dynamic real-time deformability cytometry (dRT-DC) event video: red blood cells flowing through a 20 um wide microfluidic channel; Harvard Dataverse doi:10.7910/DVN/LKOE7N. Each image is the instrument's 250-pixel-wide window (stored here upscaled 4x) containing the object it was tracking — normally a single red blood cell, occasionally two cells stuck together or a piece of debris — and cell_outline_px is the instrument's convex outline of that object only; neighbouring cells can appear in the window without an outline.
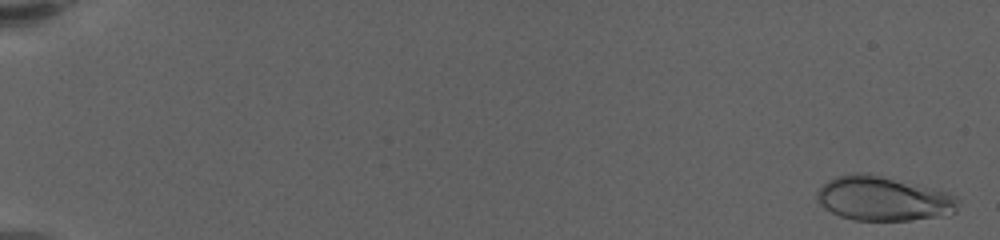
{"species": "human", "species_latin": "Homo sapiens", "temperature_condition": "warm", "stored_images_in_passage": 62, "camera_frame_rate_fps": 3000, "um_per_image_px": 0.085, "donor": {"sex": "female"}, "frame": {"image": 1, "passage_image": 2, "time_ms": 0.333, "image_size_px": [1000, 240], "cell_outline_px": [[960, 200], [956, 212], [912, 220], [852, 220], [840, 216], [832, 212], [820, 204], [816, 200], [816, 192], [828, 180], [836, 176], [856, 172], [868, 172], [916, 184], [944, 192]], "centroid_in_image_um": [75.01, 16.87], "position_along_channel_um": 10.0, "area_um2": 36.24}}
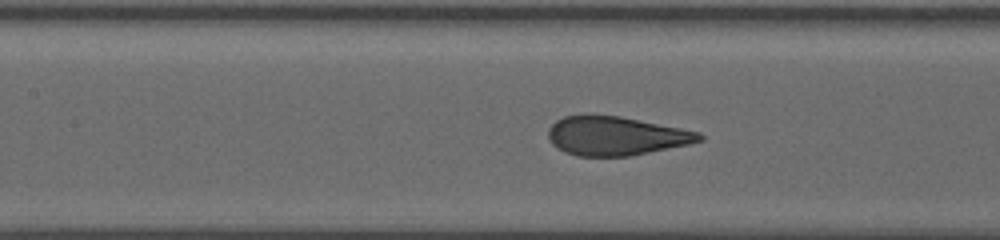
{"frame": {"image": 2, "passage_image": 31, "time_ms": 10.0, "image_size_px": [1000, 240], "cell_outline_px": [[704, 140], [688, 144], [628, 156], [576, 156], [564, 152], [556, 148], [552, 144], [548, 136], [548, 128], [556, 120], [564, 116], [620, 116], [700, 132], [704, 136]], "centroid_in_image_um": [52.33, 11.56], "position_along_channel_um": 155.1, "area_um2": 33.87}}
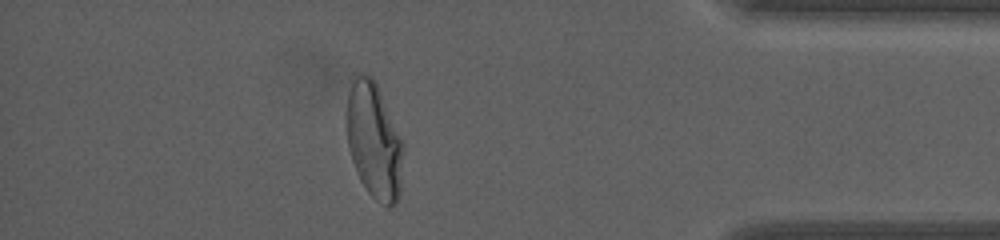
{"frame": {"image": 3, "passage_image": 55, "time_ms": 18.0, "image_size_px": [1000, 240], "cell_outline_px": [[404, 148], [400, 196], [396, 204], [388, 208], [376, 200], [368, 192], [360, 180], [352, 160], [348, 148], [344, 116], [348, 92], [352, 72], [364, 72], [372, 76], [380, 92], [404, 144]], "centroid_in_image_um": [31.76, 11.92], "position_along_channel_um": 403.4, "area_um2": 39.3}, "authors_computed_cell_mechanics": {"area_um2": 34.6511, "velocity_mm_per_s": 3.4728, "shape_relaxation_time_tau1_ms": 4.8696, "shape_relaxation_time_tau2_ms": null, "deformation_change_tau1": 0.2039, "deformation_change_tau2": null}}